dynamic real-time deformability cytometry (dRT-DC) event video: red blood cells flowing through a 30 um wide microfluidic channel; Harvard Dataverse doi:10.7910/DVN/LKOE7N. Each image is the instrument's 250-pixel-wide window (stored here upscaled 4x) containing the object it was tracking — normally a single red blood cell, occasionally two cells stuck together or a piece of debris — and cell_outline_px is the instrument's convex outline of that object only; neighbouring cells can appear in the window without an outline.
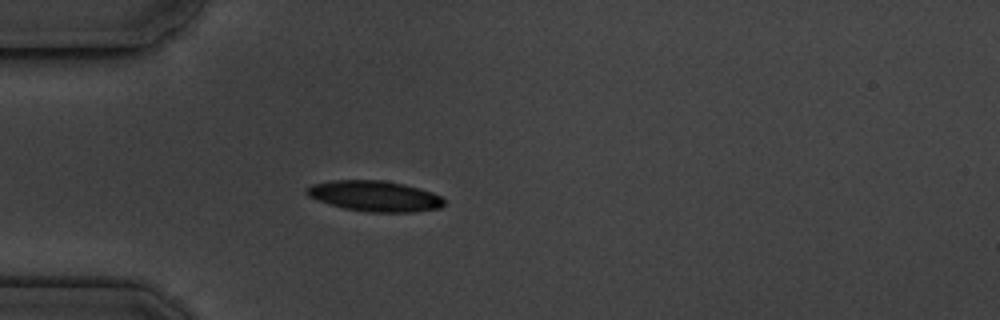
{"species": "common noctule bat (a hibernating species)", "species_latin": "Nyctalus noctula", "temperature_condition": "cold", "stored_images_in_passage": 5, "camera_frame_rate_fps": 3000, "um_per_image_px": 0.085, "animal": {"sex": "male", "body_mass_g": 19.5, "forearm_length_mm": 54.6}, "frame": {"image": 1, "passage_image": 5, "time_ms": 4.667, "image_size_px": [1000, 320], "cell_outline_px": [[444, 204], [440, 208], [412, 212], [368, 212], [344, 208], [308, 196], [304, 192], [304, 188], [312, 184], [332, 180], [384, 180], [404, 184], [420, 188], [432, 192], [440, 196], [444, 200]], "centroid_in_image_um": [31.85, 16.65], "position_along_channel_um": 53.2, "area_um2": 24.51}}